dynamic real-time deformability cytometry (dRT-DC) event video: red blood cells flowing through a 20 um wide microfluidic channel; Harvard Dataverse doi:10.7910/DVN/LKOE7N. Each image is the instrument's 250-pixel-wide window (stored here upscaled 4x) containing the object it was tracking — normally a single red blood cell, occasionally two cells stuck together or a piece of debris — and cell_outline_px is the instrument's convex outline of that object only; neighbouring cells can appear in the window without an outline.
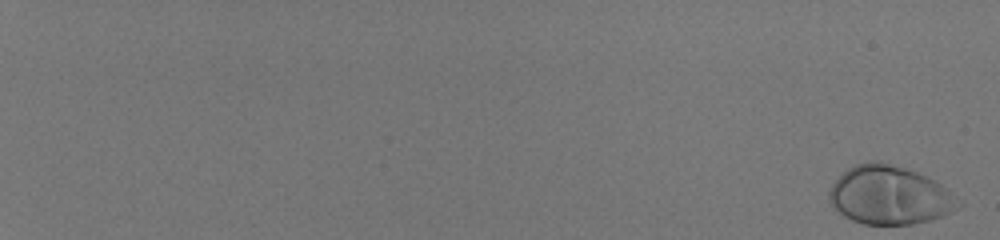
{"species": "human", "species_latin": "Homo sapiens", "temperature_condition": "room temperature", "stored_images_in_passage": 56, "camera_frame_rate_fps": 3000, "um_per_image_px": 0.085, "donor": {"sex": "male"}, "frame": {"image": 1, "passage_image": 1, "time_ms": 0.0, "image_size_px": [1000, 240], "cell_outline_px": [[956, 208], [940, 216], [928, 220], [912, 224], [864, 224], [852, 220], [844, 216], [828, 200], [828, 192], [832, 184], [848, 168], [856, 164], [872, 160], [880, 160], [916, 172], [940, 184], [944, 188]], "centroid_in_image_um": [75.47, 16.58], "position_along_channel_um": 9.5, "area_um2": 42.71}}
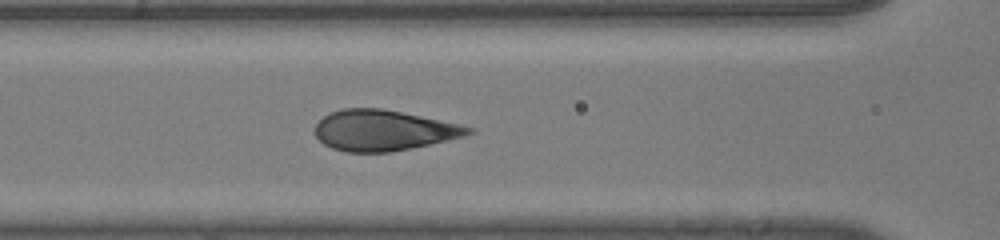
{"frame": {"image": 2, "passage_image": 31, "time_ms": 10.0, "image_size_px": [1000, 240], "cell_outline_px": [[476, 132], [464, 136], [448, 140], [392, 152], [344, 152], [332, 148], [324, 144], [316, 136], [312, 128], [328, 112], [344, 108], [380, 108], [420, 116], [476, 128]], "centroid_in_image_um": [32.56, 11.08], "position_along_channel_um": 134.0, "area_um2": 36.3}}
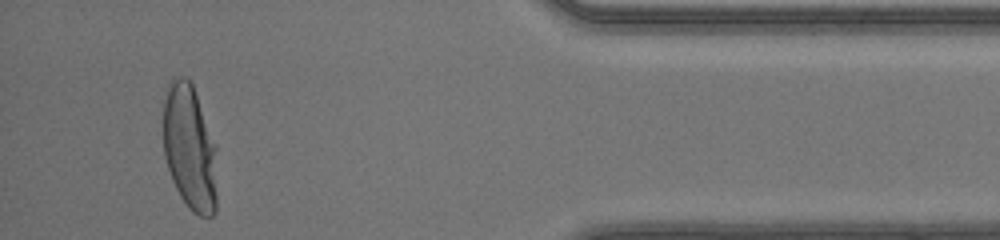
{"frame": {"image": 3, "passage_image": 54, "time_ms": 17.667, "image_size_px": [1000, 240], "cell_outline_px": [[216, 212], [212, 216], [200, 216], [192, 212], [180, 196], [172, 180], [164, 156], [164, 88], [172, 76], [184, 76], [192, 84], [216, 144]], "centroid_in_image_um": [16.12, 12.53], "position_along_channel_um": 419.1, "area_um2": 39.82}, "authors_computed_cell_mechanics": {"area_um2": 38.2347, "velocity_mm_per_s": 4.1462, "shape_relaxation_time_tau1_ms": 3.1674, "shape_relaxation_time_tau2_ms": null, "deformation_change_tau1": 0.2075, "deformation_change_tau2": null}}